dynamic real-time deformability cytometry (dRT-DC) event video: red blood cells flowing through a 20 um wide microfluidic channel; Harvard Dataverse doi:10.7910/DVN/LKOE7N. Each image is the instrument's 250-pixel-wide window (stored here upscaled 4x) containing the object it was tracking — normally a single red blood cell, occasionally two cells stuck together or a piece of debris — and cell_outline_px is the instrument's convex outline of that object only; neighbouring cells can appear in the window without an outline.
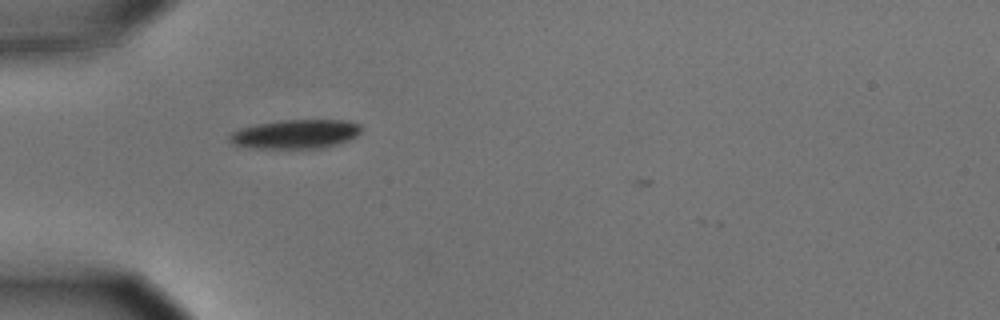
{"species": "common noctule bat (a hibernating species)", "species_latin": "Nyctalus noctula", "temperature_condition": "cold", "stored_images_in_passage": 2, "camera_frame_rate_fps": 3000, "um_per_image_px": 0.085, "animal": {"sex": "male", "body_mass_g": 15.6}, "frame": {"image": 1, "passage_image": 1, "time_ms": 0.0, "image_size_px": [1000, 320], "cell_outline_px": [[364, 128], [356, 136], [348, 140], [324, 148], [256, 148], [236, 144], [228, 140], [228, 136], [232, 132], [240, 128], [256, 124], [280, 120], [348, 120], [360, 124]], "centroid_in_image_um": [25.16, 11.38], "position_along_channel_um": 59.8, "area_um2": 22.31}}